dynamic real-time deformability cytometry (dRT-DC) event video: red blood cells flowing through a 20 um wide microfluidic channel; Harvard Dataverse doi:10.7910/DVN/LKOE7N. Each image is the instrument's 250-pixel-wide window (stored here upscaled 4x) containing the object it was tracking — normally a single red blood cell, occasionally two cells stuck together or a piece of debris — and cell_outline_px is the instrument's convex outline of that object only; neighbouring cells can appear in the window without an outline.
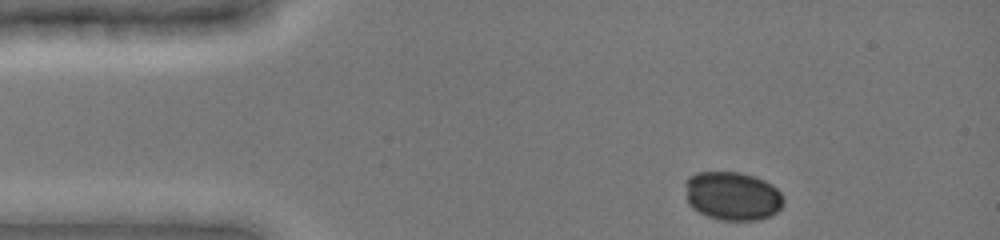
{"species": "common noctule bat (a hibernating species)", "species_latin": "Nyctalus noctula", "temperature_condition": "cold", "stored_images_in_passage": 33, "camera_frame_rate_fps": 3000, "um_per_image_px": 0.085, "animal": {"sex": "female", "body_mass_g": 19.0, "forearm_length_mm": 51.5}, "frame": {"image": 1, "passage_image": 3, "time_ms": 0.333, "image_size_px": [1000, 240], "cell_outline_px": [[784, 204], [776, 212], [760, 220], [720, 220], [708, 216], [692, 208], [688, 204], [684, 184], [688, 176], [696, 172], [740, 172], [756, 176], [772, 184], [780, 192], [784, 200]], "centroid_in_image_um": [62.25, 16.64], "position_along_channel_um": 22.8, "area_um2": 28.15}}
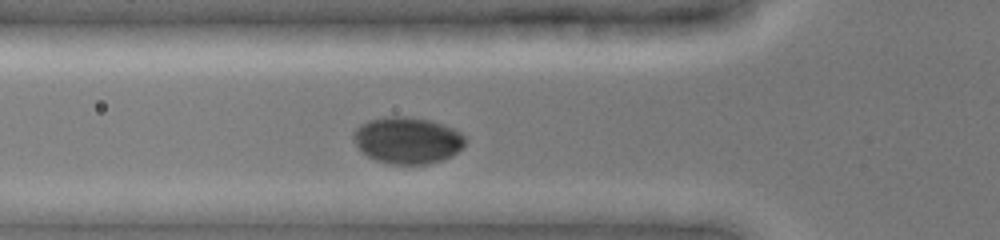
{"frame": {"image": 2, "passage_image": 19, "time_ms": 3.667, "image_size_px": [1000, 240], "cell_outline_px": [[464, 144], [456, 152], [440, 160], [424, 164], [392, 164], [376, 160], [368, 156], [356, 144], [352, 136], [352, 132], [360, 124], [368, 120], [388, 116], [408, 116], [432, 120], [444, 124], [460, 132], [464, 136]], "centroid_in_image_um": [34.6, 11.9], "position_along_channel_um": 91.2, "area_um2": 30.17}}
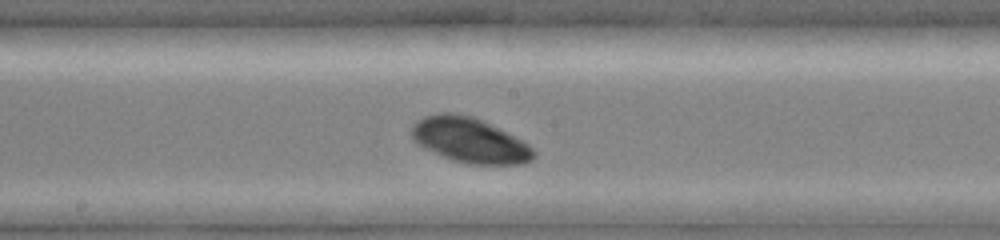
{"frame": {"image": 3, "passage_image": 32, "time_ms": 6.667, "image_size_px": [1000, 240], "cell_outline_px": [[536, 156], [532, 160], [524, 164], [468, 164], [452, 160], [424, 148], [416, 144], [412, 140], [412, 124], [416, 120], [424, 116], [440, 112], [456, 112], [472, 116], [524, 140], [536, 152]], "centroid_in_image_um": [39.92, 11.91], "position_along_channel_um": 208.3, "area_um2": 32.31}}